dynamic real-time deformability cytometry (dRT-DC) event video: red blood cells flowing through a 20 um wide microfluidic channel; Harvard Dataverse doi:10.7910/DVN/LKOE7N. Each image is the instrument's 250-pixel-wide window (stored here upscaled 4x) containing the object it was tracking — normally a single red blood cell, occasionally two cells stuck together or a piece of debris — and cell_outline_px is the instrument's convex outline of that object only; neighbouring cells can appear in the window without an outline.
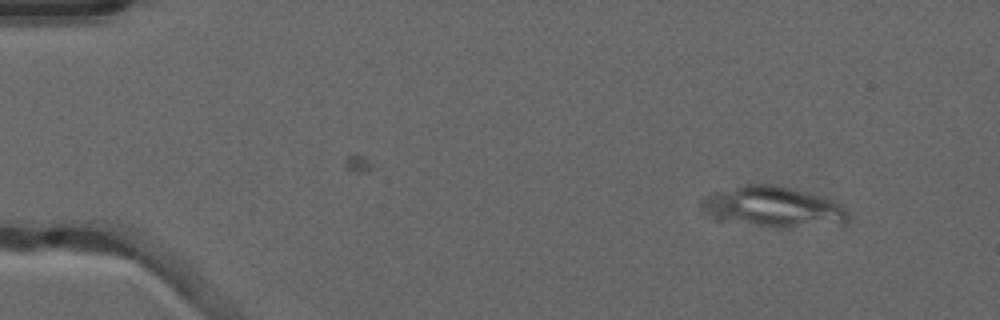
{"species": "common noctule bat (a hibernating species)", "species_latin": "Nyctalus noctula", "temperature_condition": "warm", "stored_images_in_passage": 11, "camera_frame_rate_fps": 3000, "um_per_image_px": 0.085, "animal": {"sex": "male", "forearm_length_mm": 52.5}, "frame": {"image": 1, "passage_image": 1, "time_ms": 0.0, "image_size_px": [1000, 320], "cell_outline_px": [[848, 220], [844, 224], [760, 224], [716, 220], [700, 204], [700, 200], [704, 196], [712, 192], [744, 184], [776, 184], [824, 196], [840, 204], [848, 212]], "centroid_in_image_um": [65.68, 17.5], "position_along_channel_um": 19.3, "area_um2": 33.47}}